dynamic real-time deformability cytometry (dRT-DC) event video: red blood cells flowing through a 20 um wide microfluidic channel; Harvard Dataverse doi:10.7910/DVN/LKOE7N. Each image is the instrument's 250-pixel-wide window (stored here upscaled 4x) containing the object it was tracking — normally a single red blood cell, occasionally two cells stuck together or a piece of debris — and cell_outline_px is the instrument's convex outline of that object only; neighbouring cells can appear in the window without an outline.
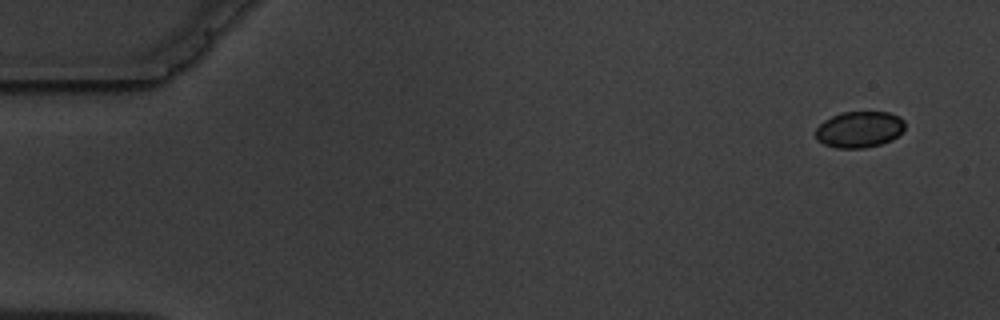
{"species": "common noctule bat (a hibernating species)", "species_latin": "Nyctalus noctula", "temperature_condition": "warm", "stored_images_in_passage": 5, "camera_frame_rate_fps": 3000, "um_per_image_px": 0.085, "animal": {"sex": "male", "body_mass_g": 19.5, "forearm_length_mm": 54.6}, "frame": {"image": 1, "passage_image": 1, "time_ms": 0.0, "image_size_px": [1000, 320], "cell_outline_px": [[904, 128], [892, 140], [880, 144], [864, 148], [836, 148], [824, 144], [816, 140], [816, 128], [824, 120], [840, 112], [888, 112], [900, 116], [904, 120]], "centroid_in_image_um": [73.03, 11.0], "position_along_channel_um": 12.0, "area_um2": 18.9}}
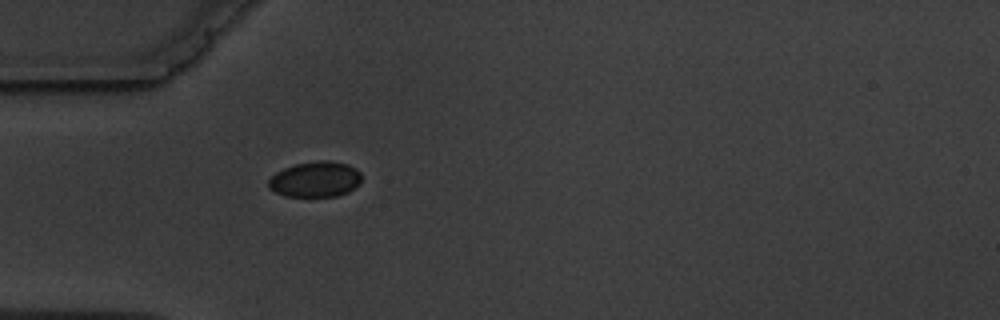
{"frame": {"image": 2, "passage_image": 5, "time_ms": 4.667, "image_size_px": [1000, 320], "cell_outline_px": [[360, 184], [348, 192], [336, 196], [284, 196], [268, 188], [268, 180], [276, 172], [284, 168], [296, 164], [320, 160], [328, 160], [348, 164], [356, 168], [360, 172]], "centroid_in_image_um": [26.81, 15.24], "position_along_channel_um": 58.2, "area_um2": 19.31}}